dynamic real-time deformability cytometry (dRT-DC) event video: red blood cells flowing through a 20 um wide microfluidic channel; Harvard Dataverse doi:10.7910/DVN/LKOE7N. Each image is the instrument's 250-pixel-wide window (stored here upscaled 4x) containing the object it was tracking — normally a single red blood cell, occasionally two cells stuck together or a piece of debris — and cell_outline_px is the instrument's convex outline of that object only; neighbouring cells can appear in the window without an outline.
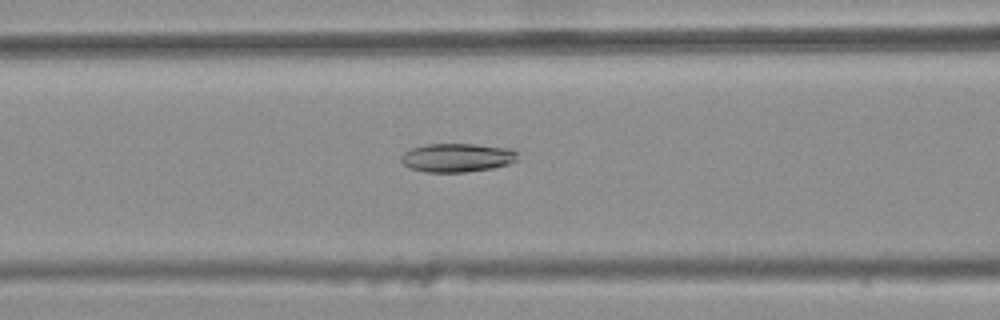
{"species": "common noctule bat (a hibernating species)", "species_latin": "Nyctalus noctula", "temperature_condition": "warm", "stored_images_in_passage": 40, "camera_frame_rate_fps": 3000, "um_per_image_px": 0.085, "animal": {"sex": "female", "body_mass_g": 25.1}, "frame": {"image": 1, "passage_image": 14, "time_ms": 4.333, "image_size_px": [1000, 320], "cell_outline_px": [[516, 160], [508, 164], [492, 168], [464, 172], [424, 172], [412, 168], [404, 164], [400, 160], [400, 156], [404, 152], [412, 148], [424, 144], [476, 144], [512, 148], [516, 152]], "centroid_in_image_um": [38.84, 13.39], "position_along_channel_um": 127.8, "area_um2": 19.48}}
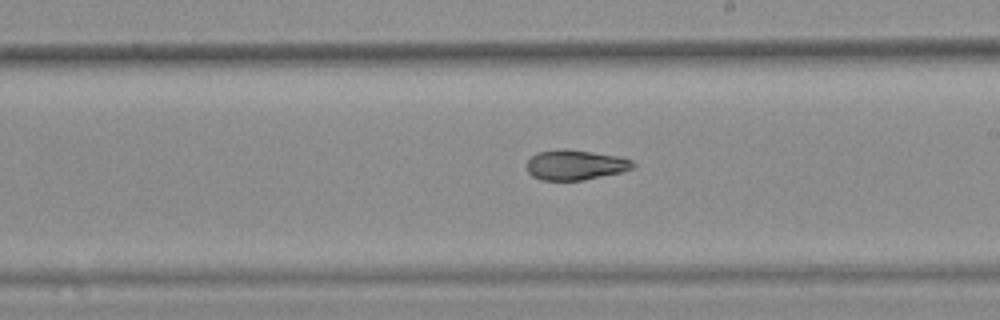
{"frame": {"image": 2, "passage_image": 23, "time_ms": 7.333, "image_size_px": [1000, 320], "cell_outline_px": [[636, 168], [624, 172], [584, 180], [540, 180], [532, 176], [528, 172], [528, 160], [536, 152], [560, 148], [564, 148], [620, 156], [632, 160], [636, 164]], "centroid_in_image_um": [48.96, 14.01], "position_along_channel_um": 240.0, "area_um2": 18.96}}
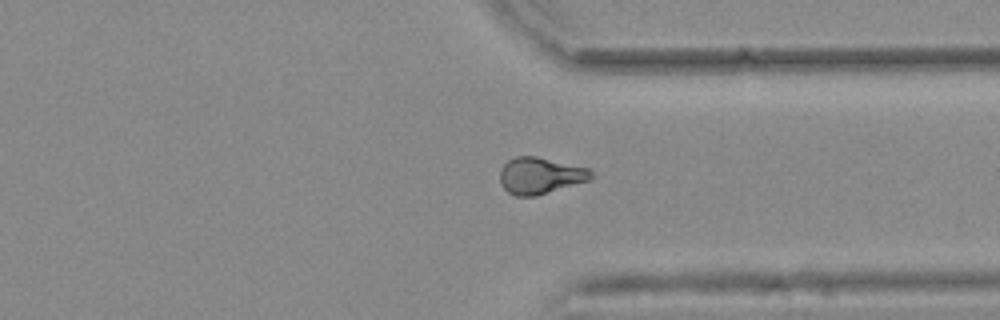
{"frame": {"image": 3, "passage_image": 33, "time_ms": 10.667, "image_size_px": [1000, 320], "cell_outline_px": [[596, 176], [588, 180], [536, 196], [516, 196], [508, 192], [500, 184], [500, 168], [508, 160], [516, 156], [536, 156], [588, 168]], "centroid_in_image_um": [45.89, 14.92], "position_along_channel_um": 365.5, "area_um2": 19.36}, "authors_computed_cell_mechanics": {"area_um2": 19.3052, "velocity_mm_per_s": 3.7519, "shape_relaxation_time_tau1_ms": null, "shape_relaxation_time_tau2_ms": 4.0219, "deformation_change_tau1": null, "deformation_change_tau2": 0.107}}